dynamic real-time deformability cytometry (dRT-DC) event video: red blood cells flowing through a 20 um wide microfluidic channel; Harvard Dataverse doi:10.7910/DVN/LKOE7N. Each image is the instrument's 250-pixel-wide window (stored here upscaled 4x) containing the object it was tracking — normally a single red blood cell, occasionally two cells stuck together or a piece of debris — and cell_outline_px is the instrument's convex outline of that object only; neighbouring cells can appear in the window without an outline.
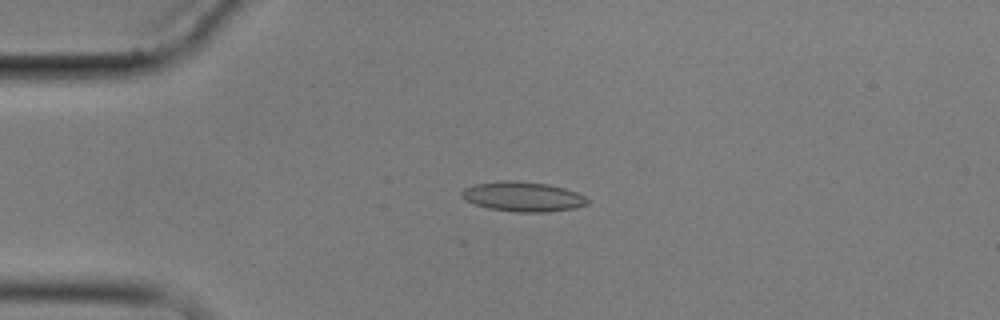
{"species": "common noctule bat (a hibernating species)", "species_latin": "Nyctalus noctula", "temperature_condition": "cold", "stored_images_in_passage": 5, "camera_frame_rate_fps": 3000, "um_per_image_px": 0.085, "animal": {"sex": "male", "body_mass_g": 17.9}, "frame": {"image": 1, "passage_image": 4, "time_ms": 4.333, "image_size_px": [1000, 320], "cell_outline_px": [[588, 204], [576, 208], [548, 212], [516, 212], [488, 208], [476, 204], [460, 196], [460, 192], [464, 188], [476, 184], [500, 180], [512, 180], [548, 184], [564, 188], [576, 192], [584, 196], [588, 200]], "centroid_in_image_um": [44.45, 16.71], "position_along_channel_um": 40.5, "area_um2": 21.79}}